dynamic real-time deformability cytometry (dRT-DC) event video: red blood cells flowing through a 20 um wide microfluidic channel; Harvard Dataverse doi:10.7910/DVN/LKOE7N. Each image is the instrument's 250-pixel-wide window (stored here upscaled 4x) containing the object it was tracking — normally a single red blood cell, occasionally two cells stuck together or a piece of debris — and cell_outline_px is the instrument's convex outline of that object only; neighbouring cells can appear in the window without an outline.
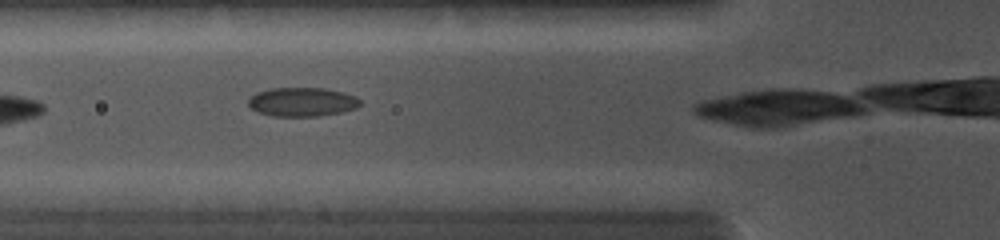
{"species": "common noctule bat (a hibernating species)", "species_latin": "Nyctalus noctula", "temperature_condition": "cold", "stored_images_in_passage": 16, "camera_frame_rate_fps": 5000, "um_per_image_px": 0.085, "animal": {"sex": "female", "body_mass_g": 19.0, "forearm_length_mm": 56.7}, "frame": {"image": 1, "passage_image": 7, "time_ms": 1.2, "image_size_px": [1000, 240], "cell_outline_px": [[360, 104], [356, 108], [340, 112], [320, 116], [272, 116], [260, 112], [252, 108], [248, 104], [248, 100], [256, 92], [272, 88], [324, 88], [344, 92], [356, 96], [360, 100]], "centroid_in_image_um": [25.7, 8.66], "position_along_channel_um": 100.1, "area_um2": 18.79}}